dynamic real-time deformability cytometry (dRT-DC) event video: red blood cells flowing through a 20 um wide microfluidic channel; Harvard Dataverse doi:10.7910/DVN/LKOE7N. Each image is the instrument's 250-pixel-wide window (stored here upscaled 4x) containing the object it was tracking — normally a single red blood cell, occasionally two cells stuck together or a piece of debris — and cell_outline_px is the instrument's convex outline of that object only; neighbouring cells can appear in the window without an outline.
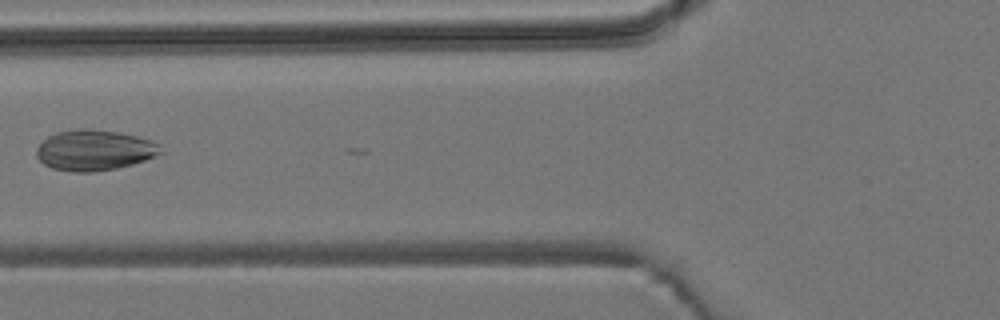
{"species": "common noctule bat (a hibernating species)", "species_latin": "Nyctalus noctula", "temperature_condition": "room temperature", "stored_images_in_passage": 6, "camera_frame_rate_fps": 3000, "um_per_image_px": 0.085, "animal": {"sex": "male", "body_mass_g": 19.2, "forearm_length_mm": 51.8}, "frame": {"image": 1, "passage_image": 6, "time_ms": 5.667, "image_size_px": [1000, 320], "cell_outline_px": [[164, 152], [144, 160], [132, 164], [116, 168], [96, 172], [72, 172], [52, 168], [44, 164], [36, 156], [36, 148], [48, 136], [56, 132], [80, 128], [92, 128], [120, 132], [136, 136], [160, 144]], "centroid_in_image_um": [8.01, 12.76], "position_along_channel_um": 117.8, "area_um2": 29.54}}